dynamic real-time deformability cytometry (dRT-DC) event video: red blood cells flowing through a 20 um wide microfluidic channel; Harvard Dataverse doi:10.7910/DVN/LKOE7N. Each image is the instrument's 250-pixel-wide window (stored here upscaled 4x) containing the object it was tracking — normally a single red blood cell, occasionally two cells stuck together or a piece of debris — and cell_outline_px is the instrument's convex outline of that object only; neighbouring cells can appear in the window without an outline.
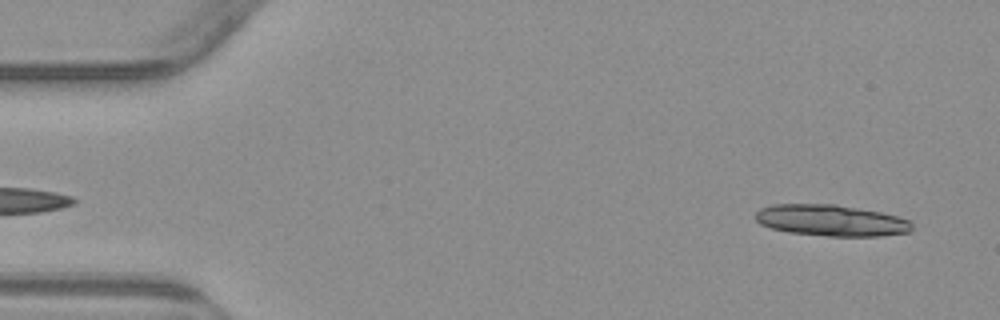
{"species": "common noctule bat (a hibernating species)", "species_latin": "Nyctalus noctula", "temperature_condition": "warm", "stored_images_in_passage": 37, "segment_of_instrument_passage": [1, 2], "camera_frame_rate_fps": 3000, "um_per_image_px": 0.085, "animal": {"sex": "male", "body_mass_g": 23.1, "forearm_length_mm": 52.7}, "frame": {"image": 1, "passage_image": 4, "time_ms": 1.0, "image_size_px": [1000, 320], "cell_outline_px": [[912, 228], [908, 232], [880, 236], [828, 236], [788, 232], [772, 228], [760, 224], [756, 220], [756, 212], [760, 208], [772, 204], [836, 204], [880, 212], [896, 216], [908, 220], [912, 224]], "centroid_in_image_um": [70.61, 18.73], "position_along_channel_um": 14.4, "area_um2": 28.44}}